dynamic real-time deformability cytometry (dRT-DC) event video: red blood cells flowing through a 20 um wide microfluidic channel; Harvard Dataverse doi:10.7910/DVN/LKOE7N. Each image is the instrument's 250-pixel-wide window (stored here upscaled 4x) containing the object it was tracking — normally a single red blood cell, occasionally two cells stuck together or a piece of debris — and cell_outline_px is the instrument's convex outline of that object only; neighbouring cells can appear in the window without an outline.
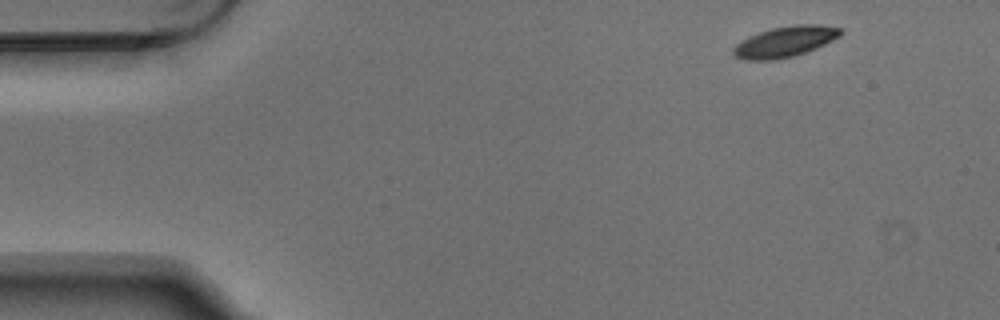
{"species": "Egyptian fruit bat (a non-hibernating species)", "species_latin": "Rousettus aegyptiacus", "temperature_condition": "warm", "stored_images_in_passage": 4, "camera_frame_rate_fps": 3000, "um_per_image_px": 0.085, "animal": {"sex": "male"}, "frame": {"image": 1, "passage_image": 1, "time_ms": 0.0, "image_size_px": [1000, 320], "cell_outline_px": [[844, 32], [840, 36], [816, 48], [792, 56], [776, 60], [744, 60], [736, 56], [732, 52], [732, 48], [736, 44], [748, 36], [772, 28], [792, 24], [820, 24], [840, 28]], "centroid_in_image_um": [66.72, 3.53], "position_along_channel_um": 18.3, "area_um2": 19.19}}
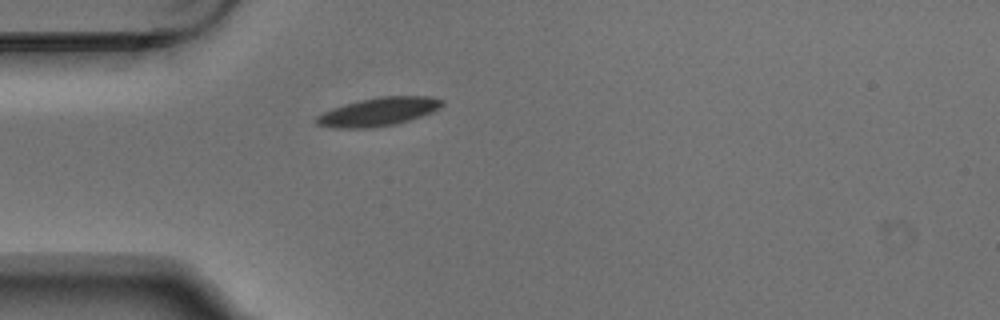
{"frame": {"image": 2, "passage_image": 4, "time_ms": 1.0, "image_size_px": [1000, 320], "cell_outline_px": [[444, 104], [440, 108], [432, 112], [396, 124], [368, 128], [332, 128], [316, 124], [312, 120], [316, 116], [332, 108], [344, 104], [360, 100], [380, 96], [428, 96], [444, 100]], "centroid_in_image_um": [32.14, 9.5], "position_along_channel_um": 52.9, "area_um2": 20.87}}